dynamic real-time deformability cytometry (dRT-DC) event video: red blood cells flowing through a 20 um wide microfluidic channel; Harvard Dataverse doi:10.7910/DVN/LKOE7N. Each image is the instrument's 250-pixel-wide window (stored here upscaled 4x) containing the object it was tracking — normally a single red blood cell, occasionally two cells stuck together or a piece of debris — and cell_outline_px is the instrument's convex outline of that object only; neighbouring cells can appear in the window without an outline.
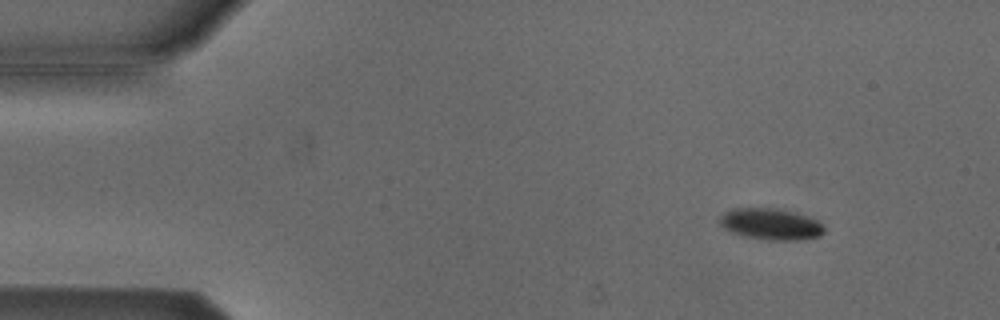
{"species": "Egyptian fruit bat (a non-hibernating species)", "species_latin": "Rousettus aegyptiacus", "temperature_condition": "cold", "stored_images_in_passage": 7, "camera_frame_rate_fps": 3000, "um_per_image_px": 0.085, "animal": {"sex": "male"}, "frame": {"image": 1, "passage_image": 2, "time_ms": 0.333, "image_size_px": [1000, 320], "cell_outline_px": [[824, 232], [820, 236], [804, 240], [768, 240], [748, 236], [732, 232], [724, 228], [720, 224], [720, 216], [724, 212], [732, 208], [776, 208], [796, 212], [816, 220], [824, 228]], "centroid_in_image_um": [65.52, 19.04], "position_along_channel_um": 19.5, "area_um2": 19.02}}
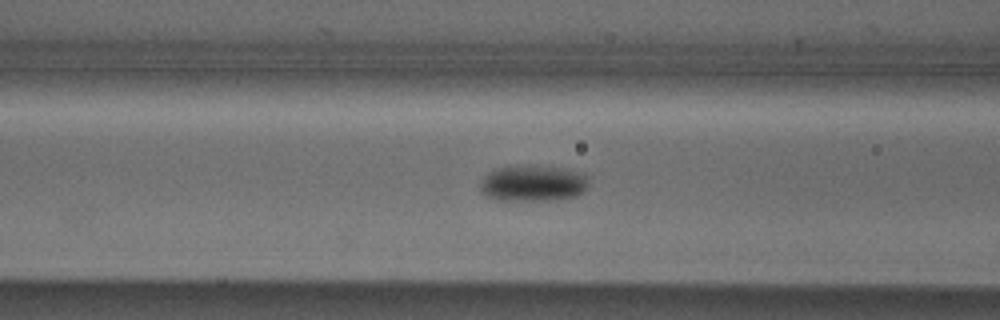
{"frame": {"image": 2, "passage_image": 6, "time_ms": 1.667, "image_size_px": [1000, 320], "cell_outline_px": [[588, 188], [584, 192], [576, 196], [548, 200], [500, 200], [488, 196], [480, 188], [480, 184], [484, 176], [488, 172], [496, 168], [508, 164], [516, 164], [556, 168], [576, 172], [584, 176], [588, 184]], "centroid_in_image_um": [45.24, 15.57], "position_along_channel_um": 121.4, "area_um2": 22.66}}
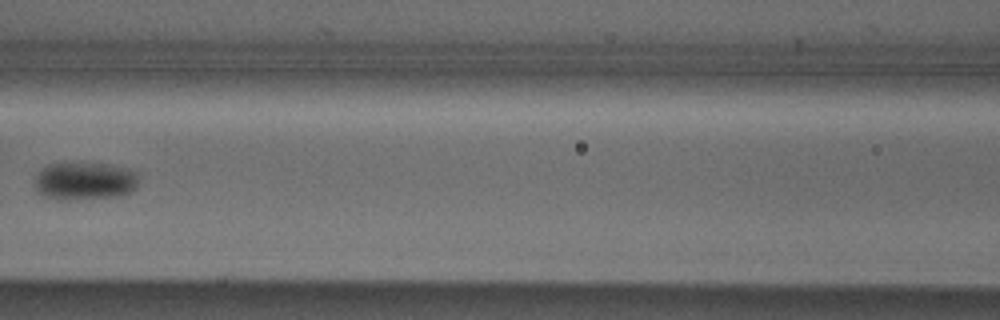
{"frame": {"image": 3, "passage_image": 7, "time_ms": 2.0, "image_size_px": [1000, 320], "cell_outline_px": [[136, 188], [132, 192], [120, 196], [76, 200], [60, 200], [44, 196], [36, 188], [36, 176], [48, 164], [108, 164], [128, 168], [136, 172]], "centroid_in_image_um": [7.24, 15.41], "position_along_channel_um": 159.4, "area_um2": 22.72}}